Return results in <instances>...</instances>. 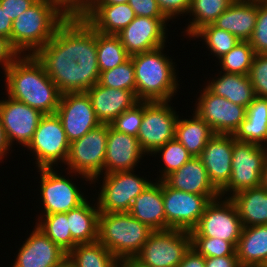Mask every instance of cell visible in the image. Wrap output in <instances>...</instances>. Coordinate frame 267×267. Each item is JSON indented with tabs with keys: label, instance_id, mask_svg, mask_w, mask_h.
I'll list each match as a JSON object with an SVG mask.
<instances>
[{
	"label": "cell",
	"instance_id": "1",
	"mask_svg": "<svg viewBox=\"0 0 267 267\" xmlns=\"http://www.w3.org/2000/svg\"><path fill=\"white\" fill-rule=\"evenodd\" d=\"M61 94L86 92L99 82L97 31L82 17H67L36 54Z\"/></svg>",
	"mask_w": 267,
	"mask_h": 267
},
{
	"label": "cell",
	"instance_id": "2",
	"mask_svg": "<svg viewBox=\"0 0 267 267\" xmlns=\"http://www.w3.org/2000/svg\"><path fill=\"white\" fill-rule=\"evenodd\" d=\"M3 77L7 96L43 114L56 113L62 94L35 55H21Z\"/></svg>",
	"mask_w": 267,
	"mask_h": 267
},
{
	"label": "cell",
	"instance_id": "3",
	"mask_svg": "<svg viewBox=\"0 0 267 267\" xmlns=\"http://www.w3.org/2000/svg\"><path fill=\"white\" fill-rule=\"evenodd\" d=\"M165 45L130 56L133 61L136 96L139 101H171L181 87L176 62L166 54ZM168 55V56H167ZM176 68V69H175Z\"/></svg>",
	"mask_w": 267,
	"mask_h": 267
},
{
	"label": "cell",
	"instance_id": "4",
	"mask_svg": "<svg viewBox=\"0 0 267 267\" xmlns=\"http://www.w3.org/2000/svg\"><path fill=\"white\" fill-rule=\"evenodd\" d=\"M67 17L51 0H37L12 22L10 42L21 55H35Z\"/></svg>",
	"mask_w": 267,
	"mask_h": 267
},
{
	"label": "cell",
	"instance_id": "5",
	"mask_svg": "<svg viewBox=\"0 0 267 267\" xmlns=\"http://www.w3.org/2000/svg\"><path fill=\"white\" fill-rule=\"evenodd\" d=\"M152 231L129 212L99 214L98 241L119 261L134 258Z\"/></svg>",
	"mask_w": 267,
	"mask_h": 267
},
{
	"label": "cell",
	"instance_id": "6",
	"mask_svg": "<svg viewBox=\"0 0 267 267\" xmlns=\"http://www.w3.org/2000/svg\"><path fill=\"white\" fill-rule=\"evenodd\" d=\"M40 174V181L38 191L40 192V198L42 203L40 209V215H50L56 213H67L69 210L81 205L88 197L81 190L82 187L77 186L75 181L77 178H81V181L85 180L91 186V180L81 174L70 172L65 170L66 175H62V172L58 168H40L37 169ZM75 175V177H74ZM74 179H73V177ZM85 195V196H84Z\"/></svg>",
	"mask_w": 267,
	"mask_h": 267
},
{
	"label": "cell",
	"instance_id": "7",
	"mask_svg": "<svg viewBox=\"0 0 267 267\" xmlns=\"http://www.w3.org/2000/svg\"><path fill=\"white\" fill-rule=\"evenodd\" d=\"M134 170L102 174L94 178L91 184L102 181L95 199L98 209L103 213L129 212L135 198L152 182L146 177L139 176ZM103 177V180H102ZM101 179V180H100ZM100 180V181H99Z\"/></svg>",
	"mask_w": 267,
	"mask_h": 267
},
{
	"label": "cell",
	"instance_id": "8",
	"mask_svg": "<svg viewBox=\"0 0 267 267\" xmlns=\"http://www.w3.org/2000/svg\"><path fill=\"white\" fill-rule=\"evenodd\" d=\"M70 142L67 140L62 122L56 113L44 114L37 126L31 142L26 147L35 157V166L58 168L65 164Z\"/></svg>",
	"mask_w": 267,
	"mask_h": 267
},
{
	"label": "cell",
	"instance_id": "9",
	"mask_svg": "<svg viewBox=\"0 0 267 267\" xmlns=\"http://www.w3.org/2000/svg\"><path fill=\"white\" fill-rule=\"evenodd\" d=\"M266 158L267 147L235 141L233 143L231 177L220 190V196L230 198L240 191L259 187Z\"/></svg>",
	"mask_w": 267,
	"mask_h": 267
},
{
	"label": "cell",
	"instance_id": "10",
	"mask_svg": "<svg viewBox=\"0 0 267 267\" xmlns=\"http://www.w3.org/2000/svg\"><path fill=\"white\" fill-rule=\"evenodd\" d=\"M190 247V231L156 230L134 258L149 267H177Z\"/></svg>",
	"mask_w": 267,
	"mask_h": 267
},
{
	"label": "cell",
	"instance_id": "11",
	"mask_svg": "<svg viewBox=\"0 0 267 267\" xmlns=\"http://www.w3.org/2000/svg\"><path fill=\"white\" fill-rule=\"evenodd\" d=\"M109 124H99L83 137L70 143L65 170L88 177L102 175Z\"/></svg>",
	"mask_w": 267,
	"mask_h": 267
},
{
	"label": "cell",
	"instance_id": "12",
	"mask_svg": "<svg viewBox=\"0 0 267 267\" xmlns=\"http://www.w3.org/2000/svg\"><path fill=\"white\" fill-rule=\"evenodd\" d=\"M243 224L230 198L219 196L211 200L198 224L190 231L191 237L219 238L237 247Z\"/></svg>",
	"mask_w": 267,
	"mask_h": 267
},
{
	"label": "cell",
	"instance_id": "13",
	"mask_svg": "<svg viewBox=\"0 0 267 267\" xmlns=\"http://www.w3.org/2000/svg\"><path fill=\"white\" fill-rule=\"evenodd\" d=\"M170 101L143 102V119L137 139L147 156L175 138L179 117Z\"/></svg>",
	"mask_w": 267,
	"mask_h": 267
},
{
	"label": "cell",
	"instance_id": "14",
	"mask_svg": "<svg viewBox=\"0 0 267 267\" xmlns=\"http://www.w3.org/2000/svg\"><path fill=\"white\" fill-rule=\"evenodd\" d=\"M196 98L194 112L204 120L214 134L233 135L246 116V108L215 95L206 86Z\"/></svg>",
	"mask_w": 267,
	"mask_h": 267
},
{
	"label": "cell",
	"instance_id": "15",
	"mask_svg": "<svg viewBox=\"0 0 267 267\" xmlns=\"http://www.w3.org/2000/svg\"><path fill=\"white\" fill-rule=\"evenodd\" d=\"M220 195H197L175 190L163 181V203L166 223L171 229L191 231L207 204Z\"/></svg>",
	"mask_w": 267,
	"mask_h": 267
},
{
	"label": "cell",
	"instance_id": "16",
	"mask_svg": "<svg viewBox=\"0 0 267 267\" xmlns=\"http://www.w3.org/2000/svg\"><path fill=\"white\" fill-rule=\"evenodd\" d=\"M43 115L38 109L9 96L0 100V120L11 148L14 143L24 149L28 146Z\"/></svg>",
	"mask_w": 267,
	"mask_h": 267
},
{
	"label": "cell",
	"instance_id": "17",
	"mask_svg": "<svg viewBox=\"0 0 267 267\" xmlns=\"http://www.w3.org/2000/svg\"><path fill=\"white\" fill-rule=\"evenodd\" d=\"M170 21L167 18L136 16L116 35L130 56L166 45Z\"/></svg>",
	"mask_w": 267,
	"mask_h": 267
},
{
	"label": "cell",
	"instance_id": "18",
	"mask_svg": "<svg viewBox=\"0 0 267 267\" xmlns=\"http://www.w3.org/2000/svg\"><path fill=\"white\" fill-rule=\"evenodd\" d=\"M56 114L70 143L101 124L86 92L62 94Z\"/></svg>",
	"mask_w": 267,
	"mask_h": 267
},
{
	"label": "cell",
	"instance_id": "19",
	"mask_svg": "<svg viewBox=\"0 0 267 267\" xmlns=\"http://www.w3.org/2000/svg\"><path fill=\"white\" fill-rule=\"evenodd\" d=\"M18 248L12 267H57L67 253L49 239L36 225Z\"/></svg>",
	"mask_w": 267,
	"mask_h": 267
},
{
	"label": "cell",
	"instance_id": "20",
	"mask_svg": "<svg viewBox=\"0 0 267 267\" xmlns=\"http://www.w3.org/2000/svg\"><path fill=\"white\" fill-rule=\"evenodd\" d=\"M146 153L137 137L114 130L109 124L104 171L102 174L137 169ZM136 167V168H135Z\"/></svg>",
	"mask_w": 267,
	"mask_h": 267
},
{
	"label": "cell",
	"instance_id": "21",
	"mask_svg": "<svg viewBox=\"0 0 267 267\" xmlns=\"http://www.w3.org/2000/svg\"><path fill=\"white\" fill-rule=\"evenodd\" d=\"M233 135L215 134L202 150L199 158L212 184L220 191L231 177Z\"/></svg>",
	"mask_w": 267,
	"mask_h": 267
},
{
	"label": "cell",
	"instance_id": "22",
	"mask_svg": "<svg viewBox=\"0 0 267 267\" xmlns=\"http://www.w3.org/2000/svg\"><path fill=\"white\" fill-rule=\"evenodd\" d=\"M96 118L101 124H110L124 111L140 101L133 91L104 87L98 83L86 91Z\"/></svg>",
	"mask_w": 267,
	"mask_h": 267
},
{
	"label": "cell",
	"instance_id": "23",
	"mask_svg": "<svg viewBox=\"0 0 267 267\" xmlns=\"http://www.w3.org/2000/svg\"><path fill=\"white\" fill-rule=\"evenodd\" d=\"M132 203L129 213L153 231L171 229L166 223L163 180H154Z\"/></svg>",
	"mask_w": 267,
	"mask_h": 267
},
{
	"label": "cell",
	"instance_id": "24",
	"mask_svg": "<svg viewBox=\"0 0 267 267\" xmlns=\"http://www.w3.org/2000/svg\"><path fill=\"white\" fill-rule=\"evenodd\" d=\"M163 181L175 190L197 195H220L212 184L207 170L199 157H192L178 170L167 175Z\"/></svg>",
	"mask_w": 267,
	"mask_h": 267
},
{
	"label": "cell",
	"instance_id": "25",
	"mask_svg": "<svg viewBox=\"0 0 267 267\" xmlns=\"http://www.w3.org/2000/svg\"><path fill=\"white\" fill-rule=\"evenodd\" d=\"M258 14V0H234L212 23L235 35L240 41L251 38Z\"/></svg>",
	"mask_w": 267,
	"mask_h": 267
},
{
	"label": "cell",
	"instance_id": "26",
	"mask_svg": "<svg viewBox=\"0 0 267 267\" xmlns=\"http://www.w3.org/2000/svg\"><path fill=\"white\" fill-rule=\"evenodd\" d=\"M96 31L102 34L116 35L135 17L128 3L93 4L82 16Z\"/></svg>",
	"mask_w": 267,
	"mask_h": 267
},
{
	"label": "cell",
	"instance_id": "27",
	"mask_svg": "<svg viewBox=\"0 0 267 267\" xmlns=\"http://www.w3.org/2000/svg\"><path fill=\"white\" fill-rule=\"evenodd\" d=\"M219 74V75H218ZM205 86L215 95L247 108L256 97L249 75L218 71ZM217 75V76H216Z\"/></svg>",
	"mask_w": 267,
	"mask_h": 267
},
{
	"label": "cell",
	"instance_id": "28",
	"mask_svg": "<svg viewBox=\"0 0 267 267\" xmlns=\"http://www.w3.org/2000/svg\"><path fill=\"white\" fill-rule=\"evenodd\" d=\"M88 198L78 207L67 212L69 230L72 239L77 244L93 243L98 241L99 214L96 199L95 202ZM92 202V204L90 203Z\"/></svg>",
	"mask_w": 267,
	"mask_h": 267
},
{
	"label": "cell",
	"instance_id": "29",
	"mask_svg": "<svg viewBox=\"0 0 267 267\" xmlns=\"http://www.w3.org/2000/svg\"><path fill=\"white\" fill-rule=\"evenodd\" d=\"M236 141L267 147V98L255 97L246 108V116L233 134Z\"/></svg>",
	"mask_w": 267,
	"mask_h": 267
},
{
	"label": "cell",
	"instance_id": "30",
	"mask_svg": "<svg viewBox=\"0 0 267 267\" xmlns=\"http://www.w3.org/2000/svg\"><path fill=\"white\" fill-rule=\"evenodd\" d=\"M243 227L267 224V189L259 186L231 196Z\"/></svg>",
	"mask_w": 267,
	"mask_h": 267
},
{
	"label": "cell",
	"instance_id": "31",
	"mask_svg": "<svg viewBox=\"0 0 267 267\" xmlns=\"http://www.w3.org/2000/svg\"><path fill=\"white\" fill-rule=\"evenodd\" d=\"M193 116L178 117L175 124V139H177L192 157H199L208 141L215 135L210 126L194 111ZM182 118V119H181Z\"/></svg>",
	"mask_w": 267,
	"mask_h": 267
},
{
	"label": "cell",
	"instance_id": "32",
	"mask_svg": "<svg viewBox=\"0 0 267 267\" xmlns=\"http://www.w3.org/2000/svg\"><path fill=\"white\" fill-rule=\"evenodd\" d=\"M236 254L241 265H267V224L243 227Z\"/></svg>",
	"mask_w": 267,
	"mask_h": 267
},
{
	"label": "cell",
	"instance_id": "33",
	"mask_svg": "<svg viewBox=\"0 0 267 267\" xmlns=\"http://www.w3.org/2000/svg\"><path fill=\"white\" fill-rule=\"evenodd\" d=\"M67 259L74 267H120V261L99 241L76 244Z\"/></svg>",
	"mask_w": 267,
	"mask_h": 267
},
{
	"label": "cell",
	"instance_id": "34",
	"mask_svg": "<svg viewBox=\"0 0 267 267\" xmlns=\"http://www.w3.org/2000/svg\"><path fill=\"white\" fill-rule=\"evenodd\" d=\"M234 0H191L190 10L187 15L189 23L182 31L190 37L201 27L212 24ZM192 17V18H190ZM192 20H190V19Z\"/></svg>",
	"mask_w": 267,
	"mask_h": 267
},
{
	"label": "cell",
	"instance_id": "35",
	"mask_svg": "<svg viewBox=\"0 0 267 267\" xmlns=\"http://www.w3.org/2000/svg\"><path fill=\"white\" fill-rule=\"evenodd\" d=\"M35 225L67 254L77 244L69 230L67 213L38 215Z\"/></svg>",
	"mask_w": 267,
	"mask_h": 267
},
{
	"label": "cell",
	"instance_id": "36",
	"mask_svg": "<svg viewBox=\"0 0 267 267\" xmlns=\"http://www.w3.org/2000/svg\"><path fill=\"white\" fill-rule=\"evenodd\" d=\"M130 58L119 37L97 31V59L100 72L113 69Z\"/></svg>",
	"mask_w": 267,
	"mask_h": 267
},
{
	"label": "cell",
	"instance_id": "37",
	"mask_svg": "<svg viewBox=\"0 0 267 267\" xmlns=\"http://www.w3.org/2000/svg\"><path fill=\"white\" fill-rule=\"evenodd\" d=\"M201 39L207 50L218 60L227 54L240 41L235 35L226 30L219 29L213 24H208L198 29L190 39Z\"/></svg>",
	"mask_w": 267,
	"mask_h": 267
},
{
	"label": "cell",
	"instance_id": "38",
	"mask_svg": "<svg viewBox=\"0 0 267 267\" xmlns=\"http://www.w3.org/2000/svg\"><path fill=\"white\" fill-rule=\"evenodd\" d=\"M255 55L249 41H239L218 60V64L222 72L248 75Z\"/></svg>",
	"mask_w": 267,
	"mask_h": 267
},
{
	"label": "cell",
	"instance_id": "39",
	"mask_svg": "<svg viewBox=\"0 0 267 267\" xmlns=\"http://www.w3.org/2000/svg\"><path fill=\"white\" fill-rule=\"evenodd\" d=\"M160 156L159 159L163 164L159 169V176L155 180H163L170 173L178 170L183 164L192 158L191 154L184 148V146L177 140L172 139L165 145L158 148L153 154ZM159 177V178H158Z\"/></svg>",
	"mask_w": 267,
	"mask_h": 267
},
{
	"label": "cell",
	"instance_id": "40",
	"mask_svg": "<svg viewBox=\"0 0 267 267\" xmlns=\"http://www.w3.org/2000/svg\"><path fill=\"white\" fill-rule=\"evenodd\" d=\"M99 85L114 89L133 91L136 94V79L132 58L113 69L100 72Z\"/></svg>",
	"mask_w": 267,
	"mask_h": 267
},
{
	"label": "cell",
	"instance_id": "41",
	"mask_svg": "<svg viewBox=\"0 0 267 267\" xmlns=\"http://www.w3.org/2000/svg\"><path fill=\"white\" fill-rule=\"evenodd\" d=\"M193 247L204 258L237 255L236 247L229 241L210 237H191Z\"/></svg>",
	"mask_w": 267,
	"mask_h": 267
},
{
	"label": "cell",
	"instance_id": "42",
	"mask_svg": "<svg viewBox=\"0 0 267 267\" xmlns=\"http://www.w3.org/2000/svg\"><path fill=\"white\" fill-rule=\"evenodd\" d=\"M142 119L143 101H140L133 108L124 111L121 115L115 118L110 123V126L118 132L137 137Z\"/></svg>",
	"mask_w": 267,
	"mask_h": 267
},
{
	"label": "cell",
	"instance_id": "43",
	"mask_svg": "<svg viewBox=\"0 0 267 267\" xmlns=\"http://www.w3.org/2000/svg\"><path fill=\"white\" fill-rule=\"evenodd\" d=\"M249 43L255 54H267V1H258L256 24Z\"/></svg>",
	"mask_w": 267,
	"mask_h": 267
},
{
	"label": "cell",
	"instance_id": "44",
	"mask_svg": "<svg viewBox=\"0 0 267 267\" xmlns=\"http://www.w3.org/2000/svg\"><path fill=\"white\" fill-rule=\"evenodd\" d=\"M248 75L255 95L267 98V54L255 55Z\"/></svg>",
	"mask_w": 267,
	"mask_h": 267
},
{
	"label": "cell",
	"instance_id": "45",
	"mask_svg": "<svg viewBox=\"0 0 267 267\" xmlns=\"http://www.w3.org/2000/svg\"><path fill=\"white\" fill-rule=\"evenodd\" d=\"M156 1L160 11L169 21H171L172 19H176V17L186 16L191 6V0H156Z\"/></svg>",
	"mask_w": 267,
	"mask_h": 267
},
{
	"label": "cell",
	"instance_id": "46",
	"mask_svg": "<svg viewBox=\"0 0 267 267\" xmlns=\"http://www.w3.org/2000/svg\"><path fill=\"white\" fill-rule=\"evenodd\" d=\"M66 16H83L94 0H51Z\"/></svg>",
	"mask_w": 267,
	"mask_h": 267
},
{
	"label": "cell",
	"instance_id": "47",
	"mask_svg": "<svg viewBox=\"0 0 267 267\" xmlns=\"http://www.w3.org/2000/svg\"><path fill=\"white\" fill-rule=\"evenodd\" d=\"M136 16L166 18L160 11L156 0H128Z\"/></svg>",
	"mask_w": 267,
	"mask_h": 267
},
{
	"label": "cell",
	"instance_id": "48",
	"mask_svg": "<svg viewBox=\"0 0 267 267\" xmlns=\"http://www.w3.org/2000/svg\"><path fill=\"white\" fill-rule=\"evenodd\" d=\"M20 56L21 54L13 47L10 39L0 36V66L3 74Z\"/></svg>",
	"mask_w": 267,
	"mask_h": 267
},
{
	"label": "cell",
	"instance_id": "49",
	"mask_svg": "<svg viewBox=\"0 0 267 267\" xmlns=\"http://www.w3.org/2000/svg\"><path fill=\"white\" fill-rule=\"evenodd\" d=\"M37 0H0V6L12 22Z\"/></svg>",
	"mask_w": 267,
	"mask_h": 267
},
{
	"label": "cell",
	"instance_id": "50",
	"mask_svg": "<svg viewBox=\"0 0 267 267\" xmlns=\"http://www.w3.org/2000/svg\"><path fill=\"white\" fill-rule=\"evenodd\" d=\"M205 267H240L237 255L205 258Z\"/></svg>",
	"mask_w": 267,
	"mask_h": 267
},
{
	"label": "cell",
	"instance_id": "51",
	"mask_svg": "<svg viewBox=\"0 0 267 267\" xmlns=\"http://www.w3.org/2000/svg\"><path fill=\"white\" fill-rule=\"evenodd\" d=\"M177 267H205V258L190 247Z\"/></svg>",
	"mask_w": 267,
	"mask_h": 267
},
{
	"label": "cell",
	"instance_id": "52",
	"mask_svg": "<svg viewBox=\"0 0 267 267\" xmlns=\"http://www.w3.org/2000/svg\"><path fill=\"white\" fill-rule=\"evenodd\" d=\"M12 20L0 6V36L11 39Z\"/></svg>",
	"mask_w": 267,
	"mask_h": 267
},
{
	"label": "cell",
	"instance_id": "53",
	"mask_svg": "<svg viewBox=\"0 0 267 267\" xmlns=\"http://www.w3.org/2000/svg\"><path fill=\"white\" fill-rule=\"evenodd\" d=\"M11 146L9 145L4 129L2 127V123L0 120V163H4L3 159H6L5 157L9 156V154L11 152H9L11 150Z\"/></svg>",
	"mask_w": 267,
	"mask_h": 267
},
{
	"label": "cell",
	"instance_id": "54",
	"mask_svg": "<svg viewBox=\"0 0 267 267\" xmlns=\"http://www.w3.org/2000/svg\"><path fill=\"white\" fill-rule=\"evenodd\" d=\"M120 267H149L141 264L135 258H127L120 261Z\"/></svg>",
	"mask_w": 267,
	"mask_h": 267
},
{
	"label": "cell",
	"instance_id": "55",
	"mask_svg": "<svg viewBox=\"0 0 267 267\" xmlns=\"http://www.w3.org/2000/svg\"><path fill=\"white\" fill-rule=\"evenodd\" d=\"M261 187L267 189V158L264 163L262 175H261Z\"/></svg>",
	"mask_w": 267,
	"mask_h": 267
},
{
	"label": "cell",
	"instance_id": "56",
	"mask_svg": "<svg viewBox=\"0 0 267 267\" xmlns=\"http://www.w3.org/2000/svg\"><path fill=\"white\" fill-rule=\"evenodd\" d=\"M128 3V0H94L93 4H122Z\"/></svg>",
	"mask_w": 267,
	"mask_h": 267
},
{
	"label": "cell",
	"instance_id": "57",
	"mask_svg": "<svg viewBox=\"0 0 267 267\" xmlns=\"http://www.w3.org/2000/svg\"><path fill=\"white\" fill-rule=\"evenodd\" d=\"M57 267H74V265L66 258L61 264Z\"/></svg>",
	"mask_w": 267,
	"mask_h": 267
},
{
	"label": "cell",
	"instance_id": "58",
	"mask_svg": "<svg viewBox=\"0 0 267 267\" xmlns=\"http://www.w3.org/2000/svg\"><path fill=\"white\" fill-rule=\"evenodd\" d=\"M240 267H267V265H241Z\"/></svg>",
	"mask_w": 267,
	"mask_h": 267
}]
</instances>
